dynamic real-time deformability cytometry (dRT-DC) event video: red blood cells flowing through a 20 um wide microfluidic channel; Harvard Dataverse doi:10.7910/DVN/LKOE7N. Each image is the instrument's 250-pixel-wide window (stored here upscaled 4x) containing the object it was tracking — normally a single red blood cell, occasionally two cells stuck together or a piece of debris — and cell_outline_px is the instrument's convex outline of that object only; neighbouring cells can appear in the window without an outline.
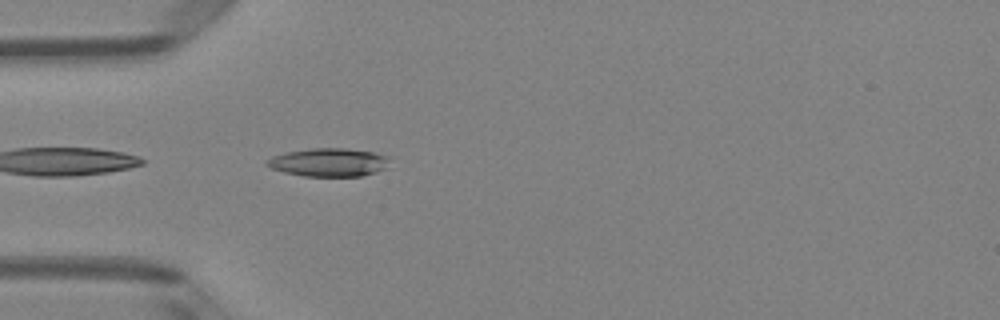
{"species": "Egyptian fruit bat (a non-hibernating species)", "species_latin": "Rousettus aegyptiacus", "temperature_condition": "room temperature", "stored_images_in_passage": 36, "camera_frame_rate_fps": 3000, "um_per_image_px": 0.085, "animal": {"sex": "female"}, "frame": {"image": 1, "passage_image": 1, "time_ms": 0.0, "image_size_px": [1000, 320], "cell_outline_px": [[392, 156], [388, 168], [376, 172], [360, 176], [304, 176], [284, 172], [272, 168], [264, 164], [264, 160], [272, 156], [284, 152], [312, 148], [344, 148], [372, 152]], "centroid_in_image_um": [27.97, 13.79], "position_along_channel_um": 57.0, "area_um2": 20.58}}
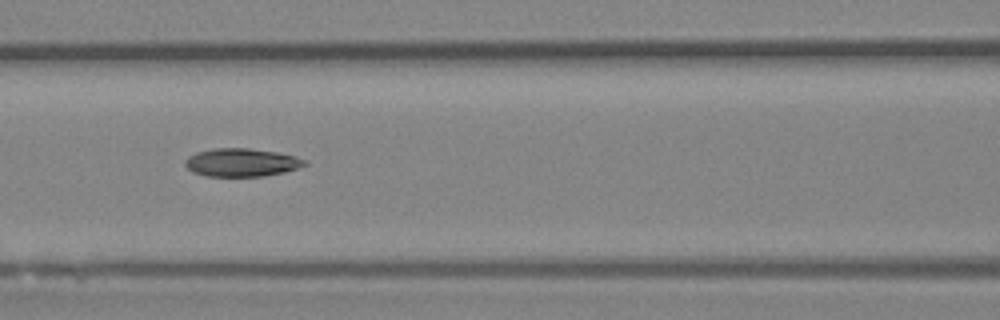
{"frame": {"image": 2, "passage_image": 8, "time_ms": 2.333, "image_size_px": [1000, 320], "cell_outline_px": [[308, 164], [284, 172], [264, 176], [204, 176], [192, 172], [184, 164], [184, 160], [188, 156], [196, 152], [212, 148], [248, 148], [276, 152], [296, 156], [308, 160]], "centroid_in_image_um": [20.52, 13.8], "position_along_channel_um": 146.1, "area_um2": 19.77}}
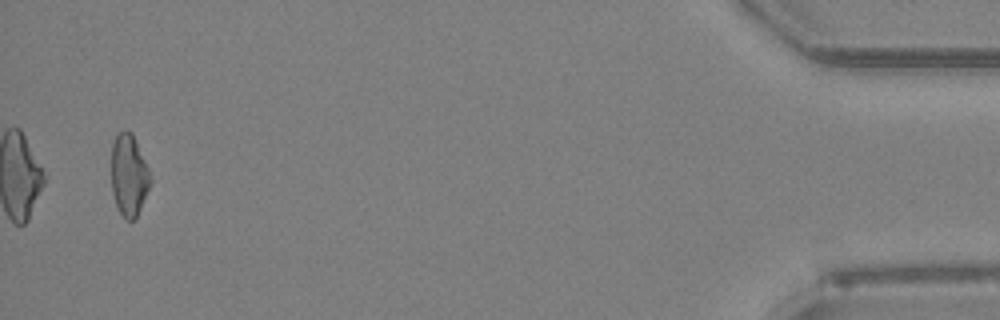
{"frame": {"image": 3, "passage_image": 35, "time_ms": 11.333, "image_size_px": [1000, 320], "cell_outline_px": [[152, 180], [140, 208], [136, 216], [132, 220], [124, 220], [116, 204], [112, 192], [112, 144], [116, 136], [124, 128], [132, 132], [148, 168]], "centroid_in_image_um": [10.95, 14.87], "position_along_channel_um": 424.2, "area_um2": 18.38}, "authors_computed_cell_mechanics": {"area_um2": 19.6809, "velocity_mm_per_s": 4.0167, "shape_relaxation_time_tau1_ms": 3.9004, "shape_relaxation_time_tau2_ms": 4.5991, "deformation_change_tau1": 0.1526, "deformation_change_tau2": 0.1275}}